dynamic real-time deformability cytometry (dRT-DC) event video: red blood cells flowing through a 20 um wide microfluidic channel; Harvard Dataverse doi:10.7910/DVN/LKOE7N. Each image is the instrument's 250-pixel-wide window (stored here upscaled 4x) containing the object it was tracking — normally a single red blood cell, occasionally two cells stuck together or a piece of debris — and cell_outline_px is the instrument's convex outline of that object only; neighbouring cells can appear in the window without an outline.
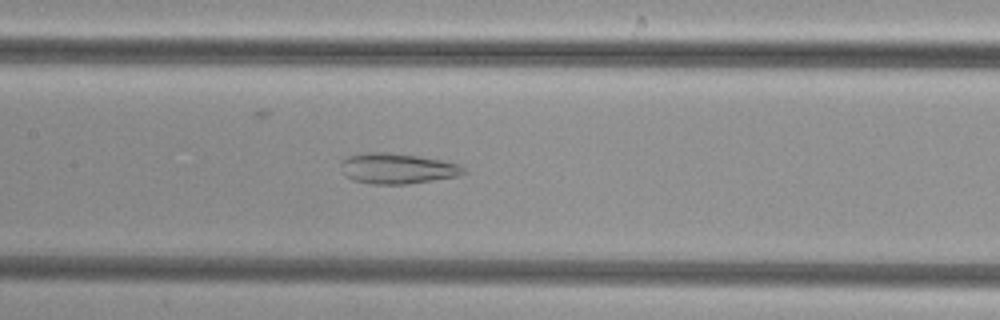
{"species": "common noctule bat (a hibernating species)", "species_latin": "Nyctalus noctula", "temperature_condition": "cold", "stored_images_in_passage": 50, "camera_frame_rate_fps": 3000, "um_per_image_px": 0.085, "animal": {"sex": "female", "body_mass_g": 29.2, "forearm_length_mm": 56.3}, "frame": {"image": 1, "passage_image": 24, "time_ms": 7.667, "image_size_px": [1000, 320], "cell_outline_px": [[468, 172], [456, 176], [408, 184], [372, 184], [352, 180], [344, 176], [340, 164], [340, 160], [348, 156], [364, 152], [388, 152], [420, 156], [444, 160], [460, 164]], "centroid_in_image_um": [33.75, 14.31], "position_along_channel_um": 173.7, "area_um2": 22.14}}
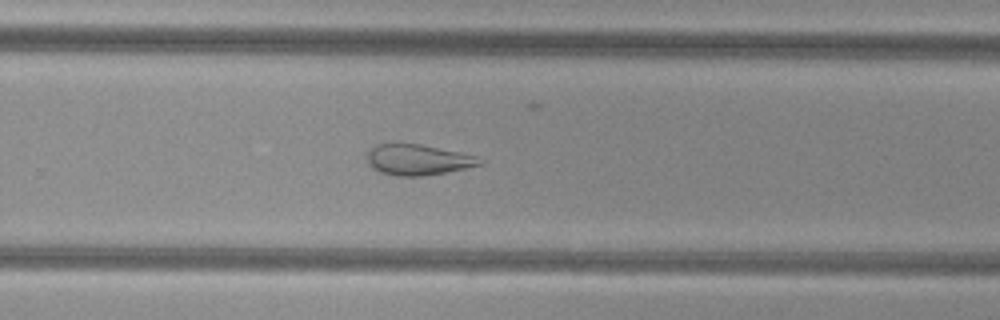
{"frame": {"image": 2, "passage_image": 33, "time_ms": 10.667, "image_size_px": [1000, 320], "cell_outline_px": [[484, 164], [424, 176], [396, 176], [380, 172], [372, 168], [368, 164], [364, 156], [376, 144], [420, 144], [460, 152], [476, 156], [484, 160]], "centroid_in_image_um": [35.49, 13.58], "position_along_channel_um": 294.3, "area_um2": 20.17}}
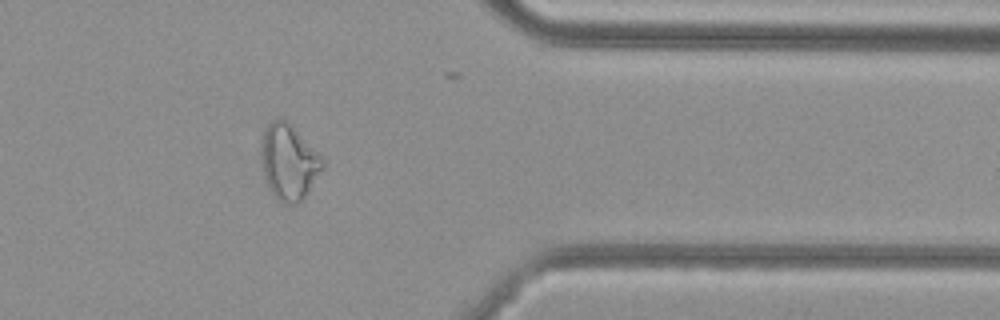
{"frame": {"image": 3, "passage_image": 41, "time_ms": 13.333, "image_size_px": [1000, 320], "cell_outline_px": [[324, 168], [308, 192], [296, 204], [284, 204], [276, 200], [268, 184], [264, 172], [260, 156], [260, 148], [264, 128], [276, 116], [280, 116], [288, 120], [324, 160]], "centroid_in_image_um": [24.53, 13.73], "position_along_channel_um": 386.9, "area_um2": 27.17}}